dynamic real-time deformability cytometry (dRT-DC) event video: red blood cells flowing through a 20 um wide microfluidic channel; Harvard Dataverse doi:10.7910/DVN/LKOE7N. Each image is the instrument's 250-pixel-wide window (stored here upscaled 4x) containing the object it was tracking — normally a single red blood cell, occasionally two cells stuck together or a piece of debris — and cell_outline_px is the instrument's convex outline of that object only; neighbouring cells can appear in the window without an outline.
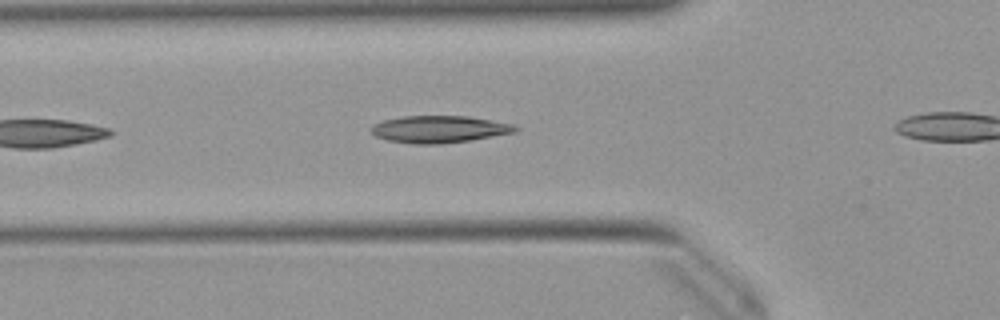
{"species": "Egyptian fruit bat (a non-hibernating species)", "species_latin": "Rousettus aegyptiacus", "temperature_condition": "warm", "stored_images_in_passage": 28, "camera_frame_rate_fps": 3000, "um_per_image_px": 0.085, "animal": {"sex": "female"}, "frame": {"image": 1, "passage_image": 5, "time_ms": 1.333, "image_size_px": [1000, 320], "cell_outline_px": [[520, 128], [516, 132], [472, 140], [440, 144], [412, 144], [388, 140], [376, 136], [372, 132], [372, 124], [384, 120], [404, 116], [468, 116], [516, 124]], "centroid_in_image_um": [37.39, 10.98], "position_along_channel_um": 88.4, "area_um2": 22.89}}
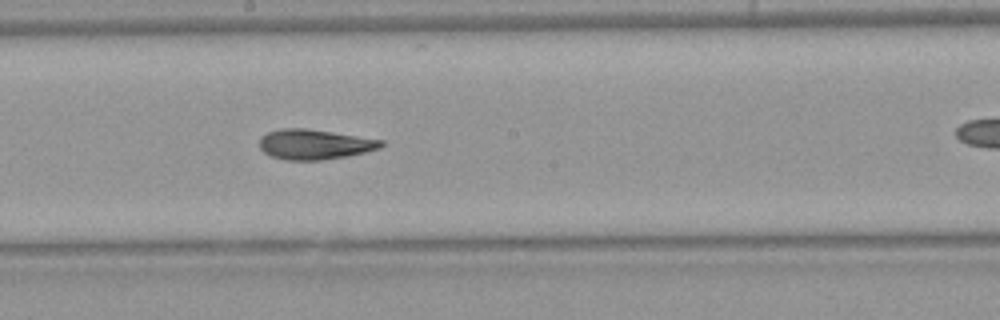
{"frame": {"image": 2, "passage_image": 15, "time_ms": 4.667, "image_size_px": [1000, 320], "cell_outline_px": [[384, 144], [380, 148], [348, 156], [320, 160], [284, 160], [272, 156], [264, 152], [260, 148], [260, 140], [268, 132], [284, 128], [304, 128], [332, 132], [384, 140]], "centroid_in_image_um": [26.76, 12.27], "position_along_channel_um": 221.4, "area_um2": 21.1}}
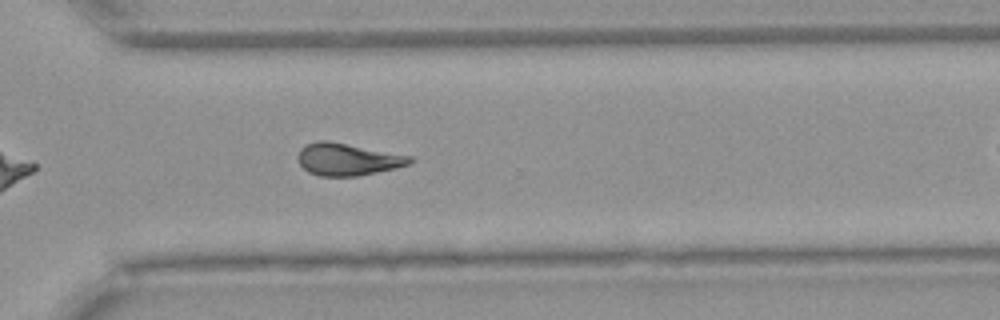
{"frame": {"image": 3, "passage_image": 24, "time_ms": 7.667, "image_size_px": [1000, 320], "cell_outline_px": [[416, 160], [408, 164], [396, 168], [356, 176], [320, 176], [308, 172], [296, 160], [296, 156], [300, 148], [308, 144], [320, 140], [328, 140], [412, 156]], "centroid_in_image_um": [29.53, 13.54], "position_along_channel_um": 341.1, "area_um2": 21.1}}